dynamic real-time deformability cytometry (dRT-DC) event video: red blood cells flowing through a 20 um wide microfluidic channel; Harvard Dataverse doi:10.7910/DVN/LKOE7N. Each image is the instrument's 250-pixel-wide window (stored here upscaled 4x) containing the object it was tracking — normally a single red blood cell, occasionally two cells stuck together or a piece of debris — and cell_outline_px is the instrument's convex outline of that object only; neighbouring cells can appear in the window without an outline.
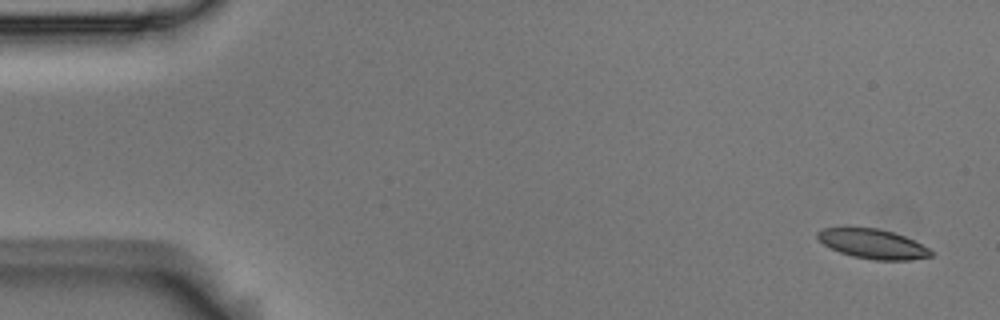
{"species": "Egyptian fruit bat (a non-hibernating species)", "species_latin": "Rousettus aegyptiacus", "temperature_condition": "room temperature", "stored_images_in_passage": 5, "camera_frame_rate_fps": 3000, "um_per_image_px": 0.085, "animal": {"sex": "male"}, "frame": {"image": 1, "passage_image": 1, "time_ms": 0.0, "image_size_px": [1000, 320], "cell_outline_px": [[932, 256], [912, 260], [872, 260], [852, 256], [840, 252], [824, 244], [816, 236], [816, 232], [824, 228], [848, 224], [876, 228], [892, 232], [904, 236], [928, 248], [932, 252]], "centroid_in_image_um": [74.11, 20.69], "position_along_channel_um": 10.9, "area_um2": 20.0}}
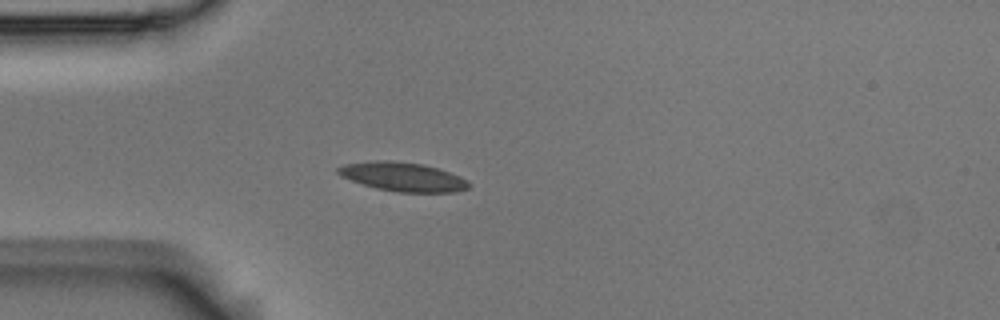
{"frame": {"image": 2, "passage_image": 5, "time_ms": 1.333, "image_size_px": [1000, 320], "cell_outline_px": [[468, 188], [456, 192], [396, 192], [376, 188], [340, 176], [336, 172], [336, 168], [344, 164], [376, 160], [388, 160], [424, 164], [460, 176], [468, 180]], "centroid_in_image_um": [34.22, 15.02], "position_along_channel_um": 50.8, "area_um2": 21.96}}